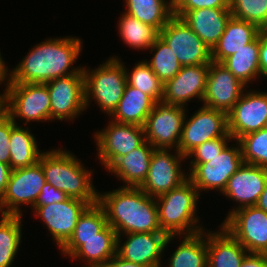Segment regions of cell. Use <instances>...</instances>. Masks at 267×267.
<instances>
[{
  "label": "cell",
  "instance_id": "e575fe53",
  "mask_svg": "<svg viewBox=\"0 0 267 267\" xmlns=\"http://www.w3.org/2000/svg\"><path fill=\"white\" fill-rule=\"evenodd\" d=\"M125 67L127 84L150 96L155 102L162 100L164 84L144 61L137 62L131 72ZM131 73V74H130Z\"/></svg>",
  "mask_w": 267,
  "mask_h": 267
},
{
  "label": "cell",
  "instance_id": "30bf717a",
  "mask_svg": "<svg viewBox=\"0 0 267 267\" xmlns=\"http://www.w3.org/2000/svg\"><path fill=\"white\" fill-rule=\"evenodd\" d=\"M102 131L94 134L98 158L107 170L122 156L138 148L145 141L143 126L110 120Z\"/></svg>",
  "mask_w": 267,
  "mask_h": 267
},
{
  "label": "cell",
  "instance_id": "ba28073f",
  "mask_svg": "<svg viewBox=\"0 0 267 267\" xmlns=\"http://www.w3.org/2000/svg\"><path fill=\"white\" fill-rule=\"evenodd\" d=\"M46 180L41 164L12 170L5 193L0 199L1 215H22L21 205L33 208ZM6 209V210H5Z\"/></svg>",
  "mask_w": 267,
  "mask_h": 267
},
{
  "label": "cell",
  "instance_id": "8d00e7d4",
  "mask_svg": "<svg viewBox=\"0 0 267 267\" xmlns=\"http://www.w3.org/2000/svg\"><path fill=\"white\" fill-rule=\"evenodd\" d=\"M238 141L244 163L267 168L266 128L242 136Z\"/></svg>",
  "mask_w": 267,
  "mask_h": 267
},
{
  "label": "cell",
  "instance_id": "6da1fadb",
  "mask_svg": "<svg viewBox=\"0 0 267 267\" xmlns=\"http://www.w3.org/2000/svg\"><path fill=\"white\" fill-rule=\"evenodd\" d=\"M77 37L48 38L32 48L11 71V83H43L72 74H84L83 68L71 69L82 51ZM71 70V71H70Z\"/></svg>",
  "mask_w": 267,
  "mask_h": 267
},
{
  "label": "cell",
  "instance_id": "836d02e7",
  "mask_svg": "<svg viewBox=\"0 0 267 267\" xmlns=\"http://www.w3.org/2000/svg\"><path fill=\"white\" fill-rule=\"evenodd\" d=\"M154 56L150 61L145 60L160 81L165 84L171 80L180 70L182 65L172 52L171 48L158 37L154 44L149 48Z\"/></svg>",
  "mask_w": 267,
  "mask_h": 267
},
{
  "label": "cell",
  "instance_id": "3957f363",
  "mask_svg": "<svg viewBox=\"0 0 267 267\" xmlns=\"http://www.w3.org/2000/svg\"><path fill=\"white\" fill-rule=\"evenodd\" d=\"M39 163L46 182L63 191L68 197L89 205L98 203L99 193L92 182V171L85 169L74 154L62 149L43 152Z\"/></svg>",
  "mask_w": 267,
  "mask_h": 267
},
{
  "label": "cell",
  "instance_id": "c3c4849f",
  "mask_svg": "<svg viewBox=\"0 0 267 267\" xmlns=\"http://www.w3.org/2000/svg\"><path fill=\"white\" fill-rule=\"evenodd\" d=\"M255 206L267 212V183Z\"/></svg>",
  "mask_w": 267,
  "mask_h": 267
},
{
  "label": "cell",
  "instance_id": "52a82bcc",
  "mask_svg": "<svg viewBox=\"0 0 267 267\" xmlns=\"http://www.w3.org/2000/svg\"><path fill=\"white\" fill-rule=\"evenodd\" d=\"M6 113L15 118L31 121H51V99L48 87L43 83H11L6 91Z\"/></svg>",
  "mask_w": 267,
  "mask_h": 267
},
{
  "label": "cell",
  "instance_id": "2e32d148",
  "mask_svg": "<svg viewBox=\"0 0 267 267\" xmlns=\"http://www.w3.org/2000/svg\"><path fill=\"white\" fill-rule=\"evenodd\" d=\"M228 133L233 140L263 129L267 120V92H243L227 113Z\"/></svg>",
  "mask_w": 267,
  "mask_h": 267
},
{
  "label": "cell",
  "instance_id": "4dcf8cb0",
  "mask_svg": "<svg viewBox=\"0 0 267 267\" xmlns=\"http://www.w3.org/2000/svg\"><path fill=\"white\" fill-rule=\"evenodd\" d=\"M127 14L160 31L173 16V1L125 0Z\"/></svg>",
  "mask_w": 267,
  "mask_h": 267
},
{
  "label": "cell",
  "instance_id": "f1b7e54d",
  "mask_svg": "<svg viewBox=\"0 0 267 267\" xmlns=\"http://www.w3.org/2000/svg\"><path fill=\"white\" fill-rule=\"evenodd\" d=\"M222 64L246 86L259 78V36L227 57Z\"/></svg>",
  "mask_w": 267,
  "mask_h": 267
},
{
  "label": "cell",
  "instance_id": "4316f807",
  "mask_svg": "<svg viewBox=\"0 0 267 267\" xmlns=\"http://www.w3.org/2000/svg\"><path fill=\"white\" fill-rule=\"evenodd\" d=\"M155 101L140 90L126 84L117 108L110 115L112 121L144 126Z\"/></svg>",
  "mask_w": 267,
  "mask_h": 267
},
{
  "label": "cell",
  "instance_id": "8fae6325",
  "mask_svg": "<svg viewBox=\"0 0 267 267\" xmlns=\"http://www.w3.org/2000/svg\"><path fill=\"white\" fill-rule=\"evenodd\" d=\"M248 252L267 253V212L248 206L232 212L221 224Z\"/></svg>",
  "mask_w": 267,
  "mask_h": 267
},
{
  "label": "cell",
  "instance_id": "83f0119b",
  "mask_svg": "<svg viewBox=\"0 0 267 267\" xmlns=\"http://www.w3.org/2000/svg\"><path fill=\"white\" fill-rule=\"evenodd\" d=\"M21 126L16 123L11 130L9 150L12 170L37 164L43 153L37 148L36 139L29 128Z\"/></svg>",
  "mask_w": 267,
  "mask_h": 267
},
{
  "label": "cell",
  "instance_id": "ee69618b",
  "mask_svg": "<svg viewBox=\"0 0 267 267\" xmlns=\"http://www.w3.org/2000/svg\"><path fill=\"white\" fill-rule=\"evenodd\" d=\"M240 267H267V253L248 252Z\"/></svg>",
  "mask_w": 267,
  "mask_h": 267
},
{
  "label": "cell",
  "instance_id": "484cf974",
  "mask_svg": "<svg viewBox=\"0 0 267 267\" xmlns=\"http://www.w3.org/2000/svg\"><path fill=\"white\" fill-rule=\"evenodd\" d=\"M154 149L145 140L138 148L120 157L108 171L123 180L126 183L124 187H139L149 171Z\"/></svg>",
  "mask_w": 267,
  "mask_h": 267
},
{
  "label": "cell",
  "instance_id": "7bdbcfd3",
  "mask_svg": "<svg viewBox=\"0 0 267 267\" xmlns=\"http://www.w3.org/2000/svg\"><path fill=\"white\" fill-rule=\"evenodd\" d=\"M259 68L262 77H267V30L259 35Z\"/></svg>",
  "mask_w": 267,
  "mask_h": 267
},
{
  "label": "cell",
  "instance_id": "f6af8a7d",
  "mask_svg": "<svg viewBox=\"0 0 267 267\" xmlns=\"http://www.w3.org/2000/svg\"><path fill=\"white\" fill-rule=\"evenodd\" d=\"M11 172L12 168L10 167V164H4L0 162V199L5 193Z\"/></svg>",
  "mask_w": 267,
  "mask_h": 267
},
{
  "label": "cell",
  "instance_id": "1f68e13d",
  "mask_svg": "<svg viewBox=\"0 0 267 267\" xmlns=\"http://www.w3.org/2000/svg\"><path fill=\"white\" fill-rule=\"evenodd\" d=\"M118 25L123 42L135 49H149L159 37L156 28L125 12L120 17Z\"/></svg>",
  "mask_w": 267,
  "mask_h": 267
},
{
  "label": "cell",
  "instance_id": "7a4b0ae2",
  "mask_svg": "<svg viewBox=\"0 0 267 267\" xmlns=\"http://www.w3.org/2000/svg\"><path fill=\"white\" fill-rule=\"evenodd\" d=\"M98 203L103 207L107 222L117 236L163 232L159 226L156 198L139 187L122 186L103 194L99 192Z\"/></svg>",
  "mask_w": 267,
  "mask_h": 267
},
{
  "label": "cell",
  "instance_id": "d590c367",
  "mask_svg": "<svg viewBox=\"0 0 267 267\" xmlns=\"http://www.w3.org/2000/svg\"><path fill=\"white\" fill-rule=\"evenodd\" d=\"M108 225L103 207L99 204L89 205L80 215L74 232L69 239H91L97 237Z\"/></svg>",
  "mask_w": 267,
  "mask_h": 267
},
{
  "label": "cell",
  "instance_id": "b9f144b4",
  "mask_svg": "<svg viewBox=\"0 0 267 267\" xmlns=\"http://www.w3.org/2000/svg\"><path fill=\"white\" fill-rule=\"evenodd\" d=\"M68 196L61 190L55 188L48 182H45L44 186L42 187L41 193L33 206L32 210H35L39 206L48 205L51 203H59L66 200Z\"/></svg>",
  "mask_w": 267,
  "mask_h": 267
},
{
  "label": "cell",
  "instance_id": "d6a6232c",
  "mask_svg": "<svg viewBox=\"0 0 267 267\" xmlns=\"http://www.w3.org/2000/svg\"><path fill=\"white\" fill-rule=\"evenodd\" d=\"M0 267H10L21 243V215H1Z\"/></svg>",
  "mask_w": 267,
  "mask_h": 267
},
{
  "label": "cell",
  "instance_id": "7dc6e473",
  "mask_svg": "<svg viewBox=\"0 0 267 267\" xmlns=\"http://www.w3.org/2000/svg\"><path fill=\"white\" fill-rule=\"evenodd\" d=\"M10 73L8 74V69L7 66H5V62L3 61V57H1V52H0V85L2 84V82H5L4 80H7V84L5 85V92L7 91L9 85L11 84V70H9ZM8 77V79H7Z\"/></svg>",
  "mask_w": 267,
  "mask_h": 267
},
{
  "label": "cell",
  "instance_id": "ac0fdd59",
  "mask_svg": "<svg viewBox=\"0 0 267 267\" xmlns=\"http://www.w3.org/2000/svg\"><path fill=\"white\" fill-rule=\"evenodd\" d=\"M89 206L83 200L70 198L59 203L39 206L35 216L42 218L58 247H62L72 236L80 215Z\"/></svg>",
  "mask_w": 267,
  "mask_h": 267
},
{
  "label": "cell",
  "instance_id": "ab89813d",
  "mask_svg": "<svg viewBox=\"0 0 267 267\" xmlns=\"http://www.w3.org/2000/svg\"><path fill=\"white\" fill-rule=\"evenodd\" d=\"M173 15L181 17L185 12L201 8H230V0H172Z\"/></svg>",
  "mask_w": 267,
  "mask_h": 267
},
{
  "label": "cell",
  "instance_id": "7c38bea8",
  "mask_svg": "<svg viewBox=\"0 0 267 267\" xmlns=\"http://www.w3.org/2000/svg\"><path fill=\"white\" fill-rule=\"evenodd\" d=\"M236 147L226 146L219 155L210 158L206 163L198 164L188 177L199 191L217 190L221 193L225 189L229 178L244 163L241 146L236 140Z\"/></svg>",
  "mask_w": 267,
  "mask_h": 267
},
{
  "label": "cell",
  "instance_id": "d6986e66",
  "mask_svg": "<svg viewBox=\"0 0 267 267\" xmlns=\"http://www.w3.org/2000/svg\"><path fill=\"white\" fill-rule=\"evenodd\" d=\"M246 87L222 63L211 62L203 106L228 113Z\"/></svg>",
  "mask_w": 267,
  "mask_h": 267
},
{
  "label": "cell",
  "instance_id": "d4e9b609",
  "mask_svg": "<svg viewBox=\"0 0 267 267\" xmlns=\"http://www.w3.org/2000/svg\"><path fill=\"white\" fill-rule=\"evenodd\" d=\"M207 267H240L248 251L222 226L207 231Z\"/></svg>",
  "mask_w": 267,
  "mask_h": 267
},
{
  "label": "cell",
  "instance_id": "4fadbf2b",
  "mask_svg": "<svg viewBox=\"0 0 267 267\" xmlns=\"http://www.w3.org/2000/svg\"><path fill=\"white\" fill-rule=\"evenodd\" d=\"M175 151L172 155L169 149H154L147 176L139 186L149 196L156 198L189 178L181 169V161L186 160V157L178 150Z\"/></svg>",
  "mask_w": 267,
  "mask_h": 267
},
{
  "label": "cell",
  "instance_id": "681fc988",
  "mask_svg": "<svg viewBox=\"0 0 267 267\" xmlns=\"http://www.w3.org/2000/svg\"><path fill=\"white\" fill-rule=\"evenodd\" d=\"M7 106V94L4 91L3 94H0V118L6 113Z\"/></svg>",
  "mask_w": 267,
  "mask_h": 267
},
{
  "label": "cell",
  "instance_id": "60d3db41",
  "mask_svg": "<svg viewBox=\"0 0 267 267\" xmlns=\"http://www.w3.org/2000/svg\"><path fill=\"white\" fill-rule=\"evenodd\" d=\"M15 121L5 113L0 118V162L10 164V135Z\"/></svg>",
  "mask_w": 267,
  "mask_h": 267
},
{
  "label": "cell",
  "instance_id": "9c48e42d",
  "mask_svg": "<svg viewBox=\"0 0 267 267\" xmlns=\"http://www.w3.org/2000/svg\"><path fill=\"white\" fill-rule=\"evenodd\" d=\"M159 37L171 48L182 66L211 63V49L185 23L173 15L159 31Z\"/></svg>",
  "mask_w": 267,
  "mask_h": 267
},
{
  "label": "cell",
  "instance_id": "44dd1931",
  "mask_svg": "<svg viewBox=\"0 0 267 267\" xmlns=\"http://www.w3.org/2000/svg\"><path fill=\"white\" fill-rule=\"evenodd\" d=\"M117 234L109 224L91 239H69L61 248L64 256L86 260L88 267H102L116 255Z\"/></svg>",
  "mask_w": 267,
  "mask_h": 267
},
{
  "label": "cell",
  "instance_id": "5b68a950",
  "mask_svg": "<svg viewBox=\"0 0 267 267\" xmlns=\"http://www.w3.org/2000/svg\"><path fill=\"white\" fill-rule=\"evenodd\" d=\"M124 63L117 57H110L98 68L89 70L82 66L85 78V106L91 98L100 110L108 116L113 113L121 100L127 84Z\"/></svg>",
  "mask_w": 267,
  "mask_h": 267
},
{
  "label": "cell",
  "instance_id": "5bb4252c",
  "mask_svg": "<svg viewBox=\"0 0 267 267\" xmlns=\"http://www.w3.org/2000/svg\"><path fill=\"white\" fill-rule=\"evenodd\" d=\"M184 119L178 151L186 156L204 142L228 133L227 113L202 106L188 120Z\"/></svg>",
  "mask_w": 267,
  "mask_h": 267
},
{
  "label": "cell",
  "instance_id": "f546056e",
  "mask_svg": "<svg viewBox=\"0 0 267 267\" xmlns=\"http://www.w3.org/2000/svg\"><path fill=\"white\" fill-rule=\"evenodd\" d=\"M183 241L169 257V267H207V233L185 235Z\"/></svg>",
  "mask_w": 267,
  "mask_h": 267
},
{
  "label": "cell",
  "instance_id": "8992f818",
  "mask_svg": "<svg viewBox=\"0 0 267 267\" xmlns=\"http://www.w3.org/2000/svg\"><path fill=\"white\" fill-rule=\"evenodd\" d=\"M185 111L183 106L163 100L155 102L143 126L145 140L155 149L178 150L186 116Z\"/></svg>",
  "mask_w": 267,
  "mask_h": 267
},
{
  "label": "cell",
  "instance_id": "603a6c76",
  "mask_svg": "<svg viewBox=\"0 0 267 267\" xmlns=\"http://www.w3.org/2000/svg\"><path fill=\"white\" fill-rule=\"evenodd\" d=\"M231 16L230 8H201L187 11L181 18L212 50Z\"/></svg>",
  "mask_w": 267,
  "mask_h": 267
},
{
  "label": "cell",
  "instance_id": "74e56055",
  "mask_svg": "<svg viewBox=\"0 0 267 267\" xmlns=\"http://www.w3.org/2000/svg\"><path fill=\"white\" fill-rule=\"evenodd\" d=\"M233 17L267 29V0H230Z\"/></svg>",
  "mask_w": 267,
  "mask_h": 267
},
{
  "label": "cell",
  "instance_id": "7402d4cb",
  "mask_svg": "<svg viewBox=\"0 0 267 267\" xmlns=\"http://www.w3.org/2000/svg\"><path fill=\"white\" fill-rule=\"evenodd\" d=\"M267 183V168L243 163L229 178L222 194L239 204L237 209L255 206Z\"/></svg>",
  "mask_w": 267,
  "mask_h": 267
},
{
  "label": "cell",
  "instance_id": "f35d334b",
  "mask_svg": "<svg viewBox=\"0 0 267 267\" xmlns=\"http://www.w3.org/2000/svg\"><path fill=\"white\" fill-rule=\"evenodd\" d=\"M232 136L227 133L224 137L214 138L198 145L193 150H191L185 157L189 159L190 157V172L200 163H206L210 161L216 155H219L221 151L228 145L229 140L231 141ZM195 157V158H194Z\"/></svg>",
  "mask_w": 267,
  "mask_h": 267
},
{
  "label": "cell",
  "instance_id": "ffe728a7",
  "mask_svg": "<svg viewBox=\"0 0 267 267\" xmlns=\"http://www.w3.org/2000/svg\"><path fill=\"white\" fill-rule=\"evenodd\" d=\"M209 68L210 63L182 66L181 70L164 84L162 100L183 107L194 97L203 101Z\"/></svg>",
  "mask_w": 267,
  "mask_h": 267
},
{
  "label": "cell",
  "instance_id": "bcb514c9",
  "mask_svg": "<svg viewBox=\"0 0 267 267\" xmlns=\"http://www.w3.org/2000/svg\"><path fill=\"white\" fill-rule=\"evenodd\" d=\"M102 267H146L121 259L117 254L109 259Z\"/></svg>",
  "mask_w": 267,
  "mask_h": 267
},
{
  "label": "cell",
  "instance_id": "9a60e30c",
  "mask_svg": "<svg viewBox=\"0 0 267 267\" xmlns=\"http://www.w3.org/2000/svg\"><path fill=\"white\" fill-rule=\"evenodd\" d=\"M50 94L52 120H73L85 111L84 74H72L46 83Z\"/></svg>",
  "mask_w": 267,
  "mask_h": 267
},
{
  "label": "cell",
  "instance_id": "cb8c5ba5",
  "mask_svg": "<svg viewBox=\"0 0 267 267\" xmlns=\"http://www.w3.org/2000/svg\"><path fill=\"white\" fill-rule=\"evenodd\" d=\"M261 32L254 23L231 16L218 43L211 50L212 61L222 63L244 45L253 42Z\"/></svg>",
  "mask_w": 267,
  "mask_h": 267
},
{
  "label": "cell",
  "instance_id": "277c9868",
  "mask_svg": "<svg viewBox=\"0 0 267 267\" xmlns=\"http://www.w3.org/2000/svg\"><path fill=\"white\" fill-rule=\"evenodd\" d=\"M198 192L188 178L180 186L156 197L159 226L168 236L193 235L203 230L197 223ZM198 225V226H197Z\"/></svg>",
  "mask_w": 267,
  "mask_h": 267
},
{
  "label": "cell",
  "instance_id": "e0dca14e",
  "mask_svg": "<svg viewBox=\"0 0 267 267\" xmlns=\"http://www.w3.org/2000/svg\"><path fill=\"white\" fill-rule=\"evenodd\" d=\"M122 244L121 236H117L116 254L129 262L146 267H161V256L168 244L176 236H168L165 232L127 233ZM121 244V245H120Z\"/></svg>",
  "mask_w": 267,
  "mask_h": 267
}]
</instances>
